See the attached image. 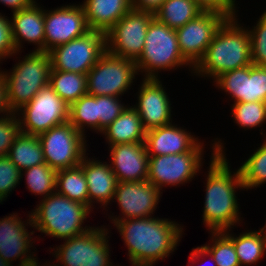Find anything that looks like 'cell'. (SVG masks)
Masks as SVG:
<instances>
[{
    "label": "cell",
    "instance_id": "obj_1",
    "mask_svg": "<svg viewBox=\"0 0 266 266\" xmlns=\"http://www.w3.org/2000/svg\"><path fill=\"white\" fill-rule=\"evenodd\" d=\"M218 139L212 144L210 165L205 183L203 224L207 230L232 229L242 222L236 191L244 189L239 168L232 172L227 160L224 144ZM241 221V222H240Z\"/></svg>",
    "mask_w": 266,
    "mask_h": 266
},
{
    "label": "cell",
    "instance_id": "obj_2",
    "mask_svg": "<svg viewBox=\"0 0 266 266\" xmlns=\"http://www.w3.org/2000/svg\"><path fill=\"white\" fill-rule=\"evenodd\" d=\"M128 250L132 266H154L177 248L183 227L171 219L159 217L133 218L114 224Z\"/></svg>",
    "mask_w": 266,
    "mask_h": 266
},
{
    "label": "cell",
    "instance_id": "obj_3",
    "mask_svg": "<svg viewBox=\"0 0 266 266\" xmlns=\"http://www.w3.org/2000/svg\"><path fill=\"white\" fill-rule=\"evenodd\" d=\"M239 18H227L215 33L204 57L194 67L197 77H212L252 64L248 28ZM239 22V23H238Z\"/></svg>",
    "mask_w": 266,
    "mask_h": 266
},
{
    "label": "cell",
    "instance_id": "obj_4",
    "mask_svg": "<svg viewBox=\"0 0 266 266\" xmlns=\"http://www.w3.org/2000/svg\"><path fill=\"white\" fill-rule=\"evenodd\" d=\"M40 201L36 208L30 211V215L33 229L41 234L64 240L93 228L83 227L87 216L92 213L88 206L70 200L56 191Z\"/></svg>",
    "mask_w": 266,
    "mask_h": 266
},
{
    "label": "cell",
    "instance_id": "obj_5",
    "mask_svg": "<svg viewBox=\"0 0 266 266\" xmlns=\"http://www.w3.org/2000/svg\"><path fill=\"white\" fill-rule=\"evenodd\" d=\"M30 51L9 71L1 70L5 79L7 103L11 112L18 111L49 84L51 58L49 52Z\"/></svg>",
    "mask_w": 266,
    "mask_h": 266
},
{
    "label": "cell",
    "instance_id": "obj_6",
    "mask_svg": "<svg viewBox=\"0 0 266 266\" xmlns=\"http://www.w3.org/2000/svg\"><path fill=\"white\" fill-rule=\"evenodd\" d=\"M138 72L144 78H160L162 70L170 71L183 66L194 67L182 56L175 29L169 28L155 17L149 23L144 48L135 61Z\"/></svg>",
    "mask_w": 266,
    "mask_h": 266
},
{
    "label": "cell",
    "instance_id": "obj_7",
    "mask_svg": "<svg viewBox=\"0 0 266 266\" xmlns=\"http://www.w3.org/2000/svg\"><path fill=\"white\" fill-rule=\"evenodd\" d=\"M108 234L105 226H98L64 239V244L52 248V255L57 260L55 263L59 266H112Z\"/></svg>",
    "mask_w": 266,
    "mask_h": 266
},
{
    "label": "cell",
    "instance_id": "obj_8",
    "mask_svg": "<svg viewBox=\"0 0 266 266\" xmlns=\"http://www.w3.org/2000/svg\"><path fill=\"white\" fill-rule=\"evenodd\" d=\"M139 74L135 61L106 50L87 73V93L93 96L122 97Z\"/></svg>",
    "mask_w": 266,
    "mask_h": 266
},
{
    "label": "cell",
    "instance_id": "obj_9",
    "mask_svg": "<svg viewBox=\"0 0 266 266\" xmlns=\"http://www.w3.org/2000/svg\"><path fill=\"white\" fill-rule=\"evenodd\" d=\"M86 137L69 121L38 135L45 163L57 171L80 165L88 155Z\"/></svg>",
    "mask_w": 266,
    "mask_h": 266
},
{
    "label": "cell",
    "instance_id": "obj_10",
    "mask_svg": "<svg viewBox=\"0 0 266 266\" xmlns=\"http://www.w3.org/2000/svg\"><path fill=\"white\" fill-rule=\"evenodd\" d=\"M69 108L70 105L48 84L29 103L16 111L21 132L40 135L54 126L66 123L69 121Z\"/></svg>",
    "mask_w": 266,
    "mask_h": 266
},
{
    "label": "cell",
    "instance_id": "obj_11",
    "mask_svg": "<svg viewBox=\"0 0 266 266\" xmlns=\"http://www.w3.org/2000/svg\"><path fill=\"white\" fill-rule=\"evenodd\" d=\"M203 150L204 143L199 142L187 153L149 156L147 180L161 192L163 187L190 182L203 166Z\"/></svg>",
    "mask_w": 266,
    "mask_h": 266
},
{
    "label": "cell",
    "instance_id": "obj_12",
    "mask_svg": "<svg viewBox=\"0 0 266 266\" xmlns=\"http://www.w3.org/2000/svg\"><path fill=\"white\" fill-rule=\"evenodd\" d=\"M105 51V33L90 30L85 35L56 46L49 51L51 70L87 75Z\"/></svg>",
    "mask_w": 266,
    "mask_h": 266
},
{
    "label": "cell",
    "instance_id": "obj_13",
    "mask_svg": "<svg viewBox=\"0 0 266 266\" xmlns=\"http://www.w3.org/2000/svg\"><path fill=\"white\" fill-rule=\"evenodd\" d=\"M153 12L131 9L108 32L106 50L122 58L136 61L144 48V41Z\"/></svg>",
    "mask_w": 266,
    "mask_h": 266
},
{
    "label": "cell",
    "instance_id": "obj_14",
    "mask_svg": "<svg viewBox=\"0 0 266 266\" xmlns=\"http://www.w3.org/2000/svg\"><path fill=\"white\" fill-rule=\"evenodd\" d=\"M226 19L219 12L203 11L176 29L180 52L193 67L204 57L215 33Z\"/></svg>",
    "mask_w": 266,
    "mask_h": 266
},
{
    "label": "cell",
    "instance_id": "obj_15",
    "mask_svg": "<svg viewBox=\"0 0 266 266\" xmlns=\"http://www.w3.org/2000/svg\"><path fill=\"white\" fill-rule=\"evenodd\" d=\"M44 51L68 43L90 31L81 4L63 5L54 10L44 9Z\"/></svg>",
    "mask_w": 266,
    "mask_h": 266
},
{
    "label": "cell",
    "instance_id": "obj_16",
    "mask_svg": "<svg viewBox=\"0 0 266 266\" xmlns=\"http://www.w3.org/2000/svg\"><path fill=\"white\" fill-rule=\"evenodd\" d=\"M161 194L162 192L148 180L118 182L113 200H116L121 215H110L111 223L115 224L124 219L154 216Z\"/></svg>",
    "mask_w": 266,
    "mask_h": 266
},
{
    "label": "cell",
    "instance_id": "obj_17",
    "mask_svg": "<svg viewBox=\"0 0 266 266\" xmlns=\"http://www.w3.org/2000/svg\"><path fill=\"white\" fill-rule=\"evenodd\" d=\"M16 214L4 216L0 220V266H13V261H16V259L19 260V264H23L37 257V255H34L36 253L31 252L30 249L33 247V237L31 235L35 231L31 232L26 229L28 226L34 228L31 215L28 214L26 222L22 221V218Z\"/></svg>",
    "mask_w": 266,
    "mask_h": 266
},
{
    "label": "cell",
    "instance_id": "obj_18",
    "mask_svg": "<svg viewBox=\"0 0 266 266\" xmlns=\"http://www.w3.org/2000/svg\"><path fill=\"white\" fill-rule=\"evenodd\" d=\"M213 83L218 89L229 94L234 103H266V67L251 64L227 71L218 76Z\"/></svg>",
    "mask_w": 266,
    "mask_h": 266
},
{
    "label": "cell",
    "instance_id": "obj_19",
    "mask_svg": "<svg viewBox=\"0 0 266 266\" xmlns=\"http://www.w3.org/2000/svg\"><path fill=\"white\" fill-rule=\"evenodd\" d=\"M138 89L136 105L146 131L172 123L171 101L160 78H143Z\"/></svg>",
    "mask_w": 266,
    "mask_h": 266
},
{
    "label": "cell",
    "instance_id": "obj_20",
    "mask_svg": "<svg viewBox=\"0 0 266 266\" xmlns=\"http://www.w3.org/2000/svg\"><path fill=\"white\" fill-rule=\"evenodd\" d=\"M110 167L118 182L146 181L149 156L145 143H121L109 147Z\"/></svg>",
    "mask_w": 266,
    "mask_h": 266
},
{
    "label": "cell",
    "instance_id": "obj_21",
    "mask_svg": "<svg viewBox=\"0 0 266 266\" xmlns=\"http://www.w3.org/2000/svg\"><path fill=\"white\" fill-rule=\"evenodd\" d=\"M170 123L146 131L145 147L148 156L187 153L200 141L191 132Z\"/></svg>",
    "mask_w": 266,
    "mask_h": 266
},
{
    "label": "cell",
    "instance_id": "obj_22",
    "mask_svg": "<svg viewBox=\"0 0 266 266\" xmlns=\"http://www.w3.org/2000/svg\"><path fill=\"white\" fill-rule=\"evenodd\" d=\"M11 36L16 52L23 48V41L33 43L34 51H44V8L37 2L13 12L11 19Z\"/></svg>",
    "mask_w": 266,
    "mask_h": 266
},
{
    "label": "cell",
    "instance_id": "obj_23",
    "mask_svg": "<svg viewBox=\"0 0 266 266\" xmlns=\"http://www.w3.org/2000/svg\"><path fill=\"white\" fill-rule=\"evenodd\" d=\"M96 159L93 157L90 159L85 155L80 162L88 184L89 208H92V211L95 208V203H99L101 208H105L114 202L113 196L118 183L110 164Z\"/></svg>",
    "mask_w": 266,
    "mask_h": 266
},
{
    "label": "cell",
    "instance_id": "obj_24",
    "mask_svg": "<svg viewBox=\"0 0 266 266\" xmlns=\"http://www.w3.org/2000/svg\"><path fill=\"white\" fill-rule=\"evenodd\" d=\"M86 22L90 30L108 32L131 9V0H84Z\"/></svg>",
    "mask_w": 266,
    "mask_h": 266
},
{
    "label": "cell",
    "instance_id": "obj_25",
    "mask_svg": "<svg viewBox=\"0 0 266 266\" xmlns=\"http://www.w3.org/2000/svg\"><path fill=\"white\" fill-rule=\"evenodd\" d=\"M100 134H104L109 147L121 143L144 142L146 129L143 127L138 112L132 106L127 105L126 109Z\"/></svg>",
    "mask_w": 266,
    "mask_h": 266
},
{
    "label": "cell",
    "instance_id": "obj_26",
    "mask_svg": "<svg viewBox=\"0 0 266 266\" xmlns=\"http://www.w3.org/2000/svg\"><path fill=\"white\" fill-rule=\"evenodd\" d=\"M211 243H207L196 248H192L190 253V262L192 266L197 263L196 260L203 257H210L215 266H241L233 245V241L223 231H211Z\"/></svg>",
    "mask_w": 266,
    "mask_h": 266
},
{
    "label": "cell",
    "instance_id": "obj_27",
    "mask_svg": "<svg viewBox=\"0 0 266 266\" xmlns=\"http://www.w3.org/2000/svg\"><path fill=\"white\" fill-rule=\"evenodd\" d=\"M230 229L223 232L233 241V245L241 266H248L260 262L266 254V229L247 230L235 236Z\"/></svg>",
    "mask_w": 266,
    "mask_h": 266
},
{
    "label": "cell",
    "instance_id": "obj_28",
    "mask_svg": "<svg viewBox=\"0 0 266 266\" xmlns=\"http://www.w3.org/2000/svg\"><path fill=\"white\" fill-rule=\"evenodd\" d=\"M7 157L20 171L45 163L38 135H29L22 132L11 145Z\"/></svg>",
    "mask_w": 266,
    "mask_h": 266
},
{
    "label": "cell",
    "instance_id": "obj_29",
    "mask_svg": "<svg viewBox=\"0 0 266 266\" xmlns=\"http://www.w3.org/2000/svg\"><path fill=\"white\" fill-rule=\"evenodd\" d=\"M203 10L195 0H164L154 17L171 29H178L195 19Z\"/></svg>",
    "mask_w": 266,
    "mask_h": 266
},
{
    "label": "cell",
    "instance_id": "obj_30",
    "mask_svg": "<svg viewBox=\"0 0 266 266\" xmlns=\"http://www.w3.org/2000/svg\"><path fill=\"white\" fill-rule=\"evenodd\" d=\"M56 192L89 207L88 184L81 165L57 171Z\"/></svg>",
    "mask_w": 266,
    "mask_h": 266
},
{
    "label": "cell",
    "instance_id": "obj_31",
    "mask_svg": "<svg viewBox=\"0 0 266 266\" xmlns=\"http://www.w3.org/2000/svg\"><path fill=\"white\" fill-rule=\"evenodd\" d=\"M87 75L76 72L51 70L49 85L68 105L87 94Z\"/></svg>",
    "mask_w": 266,
    "mask_h": 266
},
{
    "label": "cell",
    "instance_id": "obj_32",
    "mask_svg": "<svg viewBox=\"0 0 266 266\" xmlns=\"http://www.w3.org/2000/svg\"><path fill=\"white\" fill-rule=\"evenodd\" d=\"M69 122L84 136L85 127L98 133L97 96L87 93L73 102L69 108Z\"/></svg>",
    "mask_w": 266,
    "mask_h": 266
},
{
    "label": "cell",
    "instance_id": "obj_33",
    "mask_svg": "<svg viewBox=\"0 0 266 266\" xmlns=\"http://www.w3.org/2000/svg\"><path fill=\"white\" fill-rule=\"evenodd\" d=\"M260 147L239 167L242 183L246 191L266 183V138Z\"/></svg>",
    "mask_w": 266,
    "mask_h": 266
},
{
    "label": "cell",
    "instance_id": "obj_34",
    "mask_svg": "<svg viewBox=\"0 0 266 266\" xmlns=\"http://www.w3.org/2000/svg\"><path fill=\"white\" fill-rule=\"evenodd\" d=\"M23 175L31 194L40 195L44 199L56 191L57 170L51 168L47 163L25 169L21 171V178Z\"/></svg>",
    "mask_w": 266,
    "mask_h": 266
},
{
    "label": "cell",
    "instance_id": "obj_35",
    "mask_svg": "<svg viewBox=\"0 0 266 266\" xmlns=\"http://www.w3.org/2000/svg\"><path fill=\"white\" fill-rule=\"evenodd\" d=\"M231 115L239 128L255 129L266 122L265 102H238L232 104Z\"/></svg>",
    "mask_w": 266,
    "mask_h": 266
},
{
    "label": "cell",
    "instance_id": "obj_36",
    "mask_svg": "<svg viewBox=\"0 0 266 266\" xmlns=\"http://www.w3.org/2000/svg\"><path fill=\"white\" fill-rule=\"evenodd\" d=\"M253 29L248 28L250 37L251 61L258 67H266V10Z\"/></svg>",
    "mask_w": 266,
    "mask_h": 266
},
{
    "label": "cell",
    "instance_id": "obj_37",
    "mask_svg": "<svg viewBox=\"0 0 266 266\" xmlns=\"http://www.w3.org/2000/svg\"><path fill=\"white\" fill-rule=\"evenodd\" d=\"M120 97L97 96V117H99V133L111 124L125 109L126 105Z\"/></svg>",
    "mask_w": 266,
    "mask_h": 266
},
{
    "label": "cell",
    "instance_id": "obj_38",
    "mask_svg": "<svg viewBox=\"0 0 266 266\" xmlns=\"http://www.w3.org/2000/svg\"><path fill=\"white\" fill-rule=\"evenodd\" d=\"M21 181V171L7 157H0V203L6 200L9 194Z\"/></svg>",
    "mask_w": 266,
    "mask_h": 266
},
{
    "label": "cell",
    "instance_id": "obj_39",
    "mask_svg": "<svg viewBox=\"0 0 266 266\" xmlns=\"http://www.w3.org/2000/svg\"><path fill=\"white\" fill-rule=\"evenodd\" d=\"M21 133L16 112H10L0 117V157L7 156L14 140Z\"/></svg>",
    "mask_w": 266,
    "mask_h": 266
},
{
    "label": "cell",
    "instance_id": "obj_40",
    "mask_svg": "<svg viewBox=\"0 0 266 266\" xmlns=\"http://www.w3.org/2000/svg\"><path fill=\"white\" fill-rule=\"evenodd\" d=\"M6 17L0 13V63L3 59L19 54L12 41L10 20Z\"/></svg>",
    "mask_w": 266,
    "mask_h": 266
},
{
    "label": "cell",
    "instance_id": "obj_41",
    "mask_svg": "<svg viewBox=\"0 0 266 266\" xmlns=\"http://www.w3.org/2000/svg\"><path fill=\"white\" fill-rule=\"evenodd\" d=\"M235 1L236 0H195L203 11L219 12L227 18L238 17Z\"/></svg>",
    "mask_w": 266,
    "mask_h": 266
},
{
    "label": "cell",
    "instance_id": "obj_42",
    "mask_svg": "<svg viewBox=\"0 0 266 266\" xmlns=\"http://www.w3.org/2000/svg\"><path fill=\"white\" fill-rule=\"evenodd\" d=\"M164 0H131L132 8L140 11L153 12L162 5Z\"/></svg>",
    "mask_w": 266,
    "mask_h": 266
},
{
    "label": "cell",
    "instance_id": "obj_43",
    "mask_svg": "<svg viewBox=\"0 0 266 266\" xmlns=\"http://www.w3.org/2000/svg\"><path fill=\"white\" fill-rule=\"evenodd\" d=\"M10 112L11 111H10V109L8 107V103H7L5 79H4V77L1 73V70H0V115L4 116L6 114H9Z\"/></svg>",
    "mask_w": 266,
    "mask_h": 266
},
{
    "label": "cell",
    "instance_id": "obj_44",
    "mask_svg": "<svg viewBox=\"0 0 266 266\" xmlns=\"http://www.w3.org/2000/svg\"><path fill=\"white\" fill-rule=\"evenodd\" d=\"M0 3L11 8V11L13 13L28 7L33 2L31 0H0Z\"/></svg>",
    "mask_w": 266,
    "mask_h": 266
},
{
    "label": "cell",
    "instance_id": "obj_45",
    "mask_svg": "<svg viewBox=\"0 0 266 266\" xmlns=\"http://www.w3.org/2000/svg\"><path fill=\"white\" fill-rule=\"evenodd\" d=\"M17 266H38V260L37 258L23 264H18Z\"/></svg>",
    "mask_w": 266,
    "mask_h": 266
},
{
    "label": "cell",
    "instance_id": "obj_46",
    "mask_svg": "<svg viewBox=\"0 0 266 266\" xmlns=\"http://www.w3.org/2000/svg\"><path fill=\"white\" fill-rule=\"evenodd\" d=\"M50 263H51V261L48 263V264H49V265H48V264H47V261H46V264L44 263V264H42V265H43V266H45V265H46V266H59L57 263H56V264H54V262H52L53 264H52V263L50 264ZM38 266H41L39 262H38Z\"/></svg>",
    "mask_w": 266,
    "mask_h": 266
}]
</instances>
